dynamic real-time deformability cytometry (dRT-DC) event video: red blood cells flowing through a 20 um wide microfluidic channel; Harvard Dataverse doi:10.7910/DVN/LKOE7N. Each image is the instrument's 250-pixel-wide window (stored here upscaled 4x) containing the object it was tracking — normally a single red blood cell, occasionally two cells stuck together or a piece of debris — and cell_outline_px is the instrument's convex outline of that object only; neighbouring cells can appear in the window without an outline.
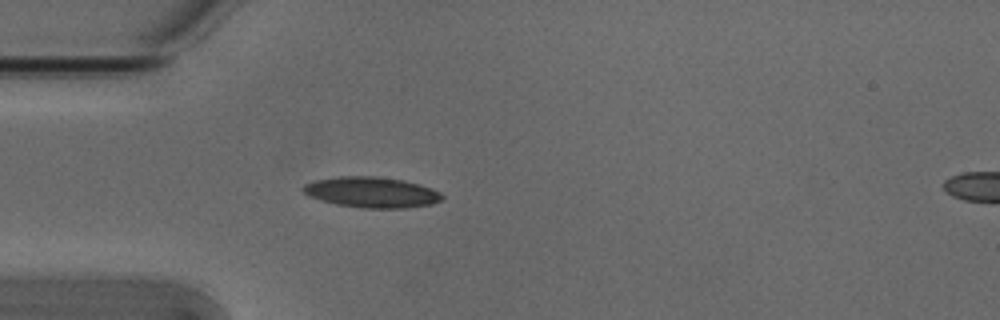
{"species": "Egyptian fruit bat (a non-hibernating species)", "species_latin": "Rousettus aegyptiacus", "temperature_condition": "cold", "stored_images_in_passage": 5, "camera_frame_rate_fps": 3000, "um_per_image_px": 0.085, "animal": {"sex": "male"}, "frame": {"image": 1, "passage_image": 4, "time_ms": 1.0, "image_size_px": [1000, 320], "cell_outline_px": [[444, 196], [440, 200], [432, 204], [404, 208], [364, 208], [336, 204], [320, 200], [308, 196], [300, 188], [304, 184], [316, 180], [340, 176], [376, 176], [404, 180], [420, 184], [432, 188], [440, 192]], "centroid_in_image_um": [31.58, 16.34], "position_along_channel_um": 53.4, "area_um2": 24.91}}